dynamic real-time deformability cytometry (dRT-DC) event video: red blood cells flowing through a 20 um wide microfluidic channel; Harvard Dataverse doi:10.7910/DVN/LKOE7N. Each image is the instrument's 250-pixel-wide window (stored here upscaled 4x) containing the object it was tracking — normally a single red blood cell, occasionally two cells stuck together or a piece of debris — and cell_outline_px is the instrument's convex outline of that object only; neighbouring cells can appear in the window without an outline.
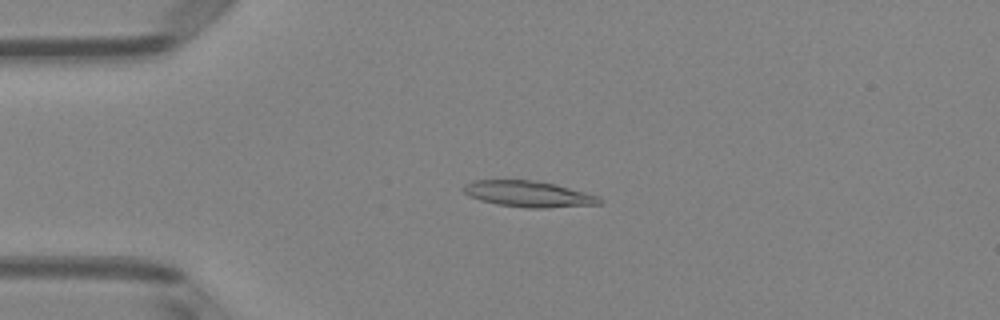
{"species": "Egyptian fruit bat (a non-hibernating species)", "species_latin": "Rousettus aegyptiacus", "temperature_condition": "room temperature", "stored_images_in_passage": 47, "camera_frame_rate_fps": 3000, "um_per_image_px": 0.085, "animal": {"sex": "female"}, "frame": {"image": 1, "passage_image": 8, "time_ms": 2.333, "image_size_px": [1000, 320], "cell_outline_px": [[604, 200], [600, 204], [548, 208], [524, 208], [496, 204], [480, 200], [468, 196], [460, 188], [464, 184], [476, 180], [528, 180], [556, 184], [600, 196]], "centroid_in_image_um": [44.92, 16.5], "position_along_channel_um": 40.1, "area_um2": 20.87}}
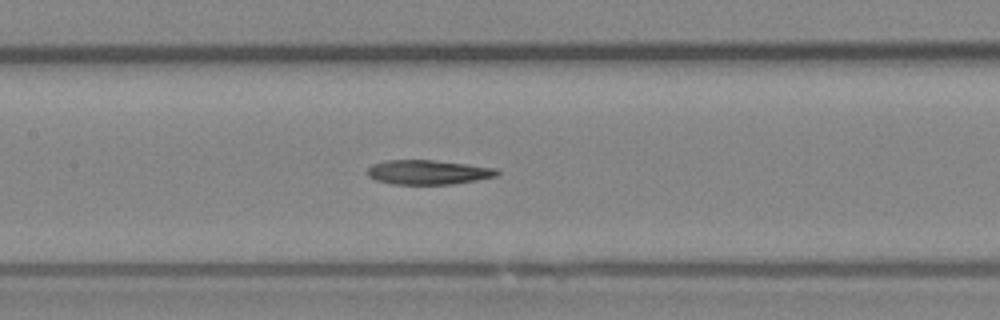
{"frame": {"image": 2, "passage_image": 20, "time_ms": 6.333, "image_size_px": [1000, 320], "cell_outline_px": [[500, 172], [496, 176], [476, 180], [452, 184], [392, 184], [376, 180], [368, 176], [368, 168], [372, 164], [384, 160], [432, 160], [468, 164], [496, 168]], "centroid_in_image_um": [36.38, 14.63], "position_along_channel_um": 171.0, "area_um2": 18.44}}
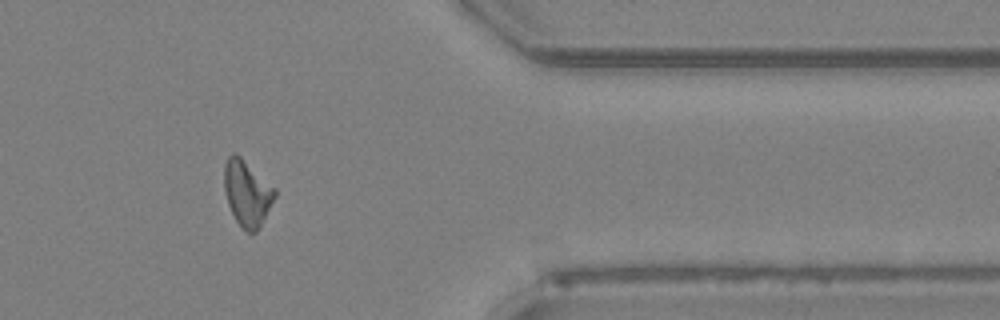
{"frame": {"image": 3, "passage_image": 38, "time_ms": 12.333, "image_size_px": [1000, 320], "cell_outline_px": [[276, 196], [256, 232], [248, 232], [240, 228], [228, 204], [224, 188], [224, 164], [228, 156], [232, 152], [236, 152], [276, 188]], "centroid_in_image_um": [20.99, 16.38], "position_along_channel_um": 390.4, "area_um2": 19.42}}